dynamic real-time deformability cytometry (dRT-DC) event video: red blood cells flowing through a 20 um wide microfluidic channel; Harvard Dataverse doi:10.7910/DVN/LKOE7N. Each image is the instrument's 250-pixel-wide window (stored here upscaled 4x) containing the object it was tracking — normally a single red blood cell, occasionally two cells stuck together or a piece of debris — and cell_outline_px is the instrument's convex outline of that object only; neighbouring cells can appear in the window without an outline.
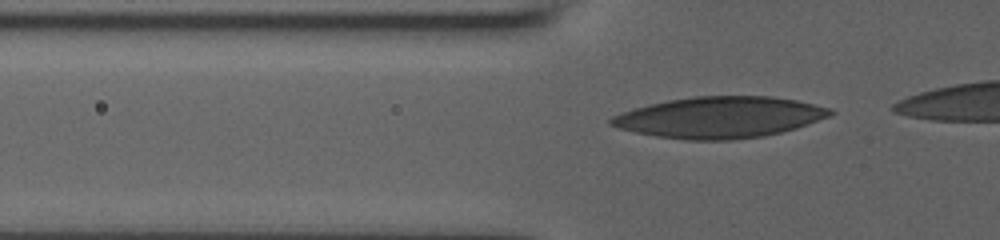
{"species": "human", "species_latin": "Homo sapiens", "temperature_condition": "room temperature", "stored_images_in_passage": 35, "camera_frame_rate_fps": 3000, "um_per_image_px": 0.085, "donor": {"sex": "male"}, "frame": {"image": 1, "passage_image": 6, "time_ms": 1.667, "image_size_px": [1000, 240], "cell_outline_px": [[836, 112], [832, 116], [796, 128], [764, 136], [732, 140], [688, 140], [656, 136], [636, 132], [620, 128], [608, 124], [608, 120], [612, 116], [632, 108], [668, 100], [692, 96], [772, 96], [796, 100], [832, 108]], "centroid_in_image_um": [61.2, 9.97], "position_along_channel_um": 64.6, "area_um2": 52.83}}
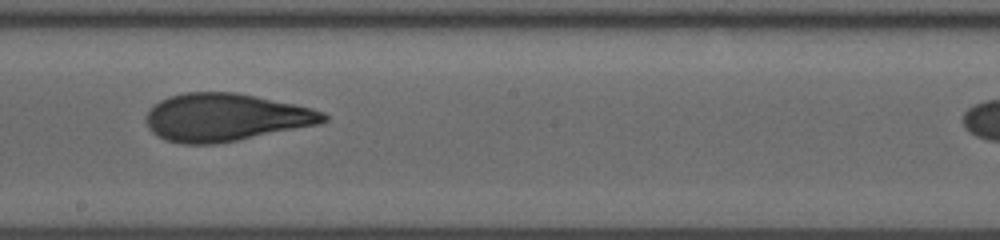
{"frame": {"image": 2, "passage_image": 19, "time_ms": 6.0, "image_size_px": [1000, 240], "cell_outline_px": [[328, 120], [320, 124], [216, 144], [180, 144], [164, 140], [152, 132], [148, 128], [144, 120], [148, 112], [160, 100], [168, 96], [184, 92], [236, 92], [256, 96], [312, 108], [324, 112], [328, 116]], "centroid_in_image_um": [19.15, 9.98], "position_along_channel_um": 229.1, "area_um2": 49.42}}
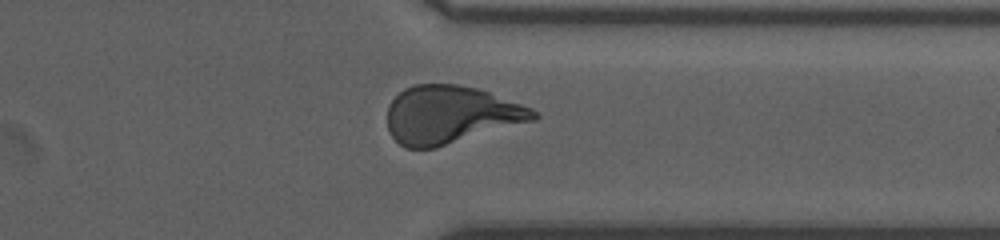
{"frame": {"image": 3, "passage_image": 30, "time_ms": 9.667, "image_size_px": [1000, 240], "cell_outline_px": [[540, 116], [536, 120], [436, 148], [404, 148], [392, 136], [388, 128], [388, 104], [404, 88], [412, 84], [456, 84], [476, 88], [488, 92], [532, 108], [540, 112]], "centroid_in_image_um": [38.31, 9.76], "position_along_channel_um": 373.1, "area_um2": 49.42}}